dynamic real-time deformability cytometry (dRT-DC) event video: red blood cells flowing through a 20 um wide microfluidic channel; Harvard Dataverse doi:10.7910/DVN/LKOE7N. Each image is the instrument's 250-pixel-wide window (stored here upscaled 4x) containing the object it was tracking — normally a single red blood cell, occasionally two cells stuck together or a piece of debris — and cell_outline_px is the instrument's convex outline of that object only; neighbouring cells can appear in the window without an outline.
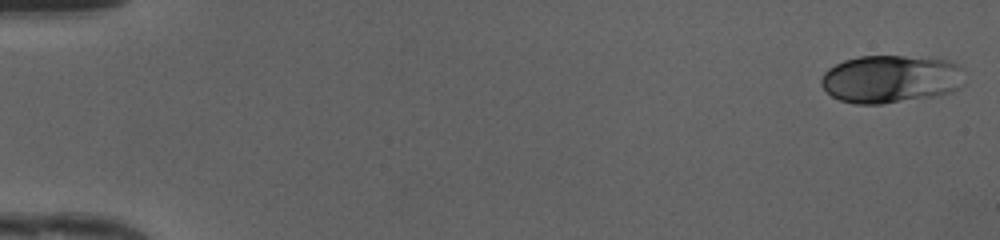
{"species": "human", "species_latin": "Homo sapiens", "temperature_condition": "cold", "stored_images_in_passage": 48, "camera_frame_rate_fps": 3000, "um_per_image_px": 0.085, "donor": {"sex": "female"}, "frame": {"image": 1, "passage_image": 1, "time_ms": 0.0, "image_size_px": [1000, 240], "cell_outline_px": [[964, 84], [952, 92], [936, 96], [880, 104], [856, 104], [840, 100], [832, 96], [820, 84], [820, 76], [828, 68], [844, 60], [860, 56], [904, 56], [948, 60], [956, 64], [960, 68]], "centroid_in_image_um": [75.69, 6.72], "position_along_channel_um": 9.3, "area_um2": 40.06}}
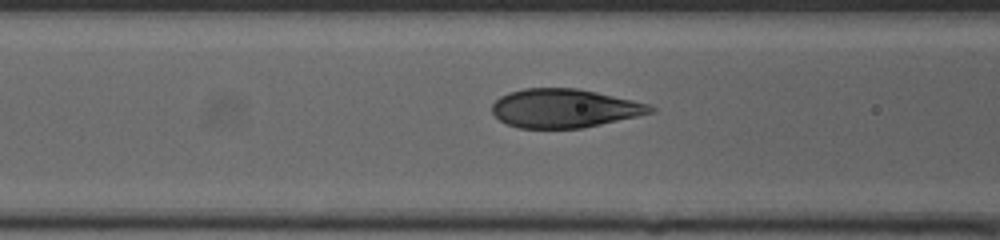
{"frame": {"image": 2, "passage_image": 20, "time_ms": 6.333, "image_size_px": [1000, 240], "cell_outline_px": [[656, 112], [584, 128], [520, 128], [508, 124], [500, 120], [492, 112], [492, 104], [500, 96], [508, 92], [524, 88], [576, 88], [596, 92], [652, 104], [656, 108]], "centroid_in_image_um": [48.01, 9.2], "position_along_channel_um": 118.6, "area_um2": 35.89}}
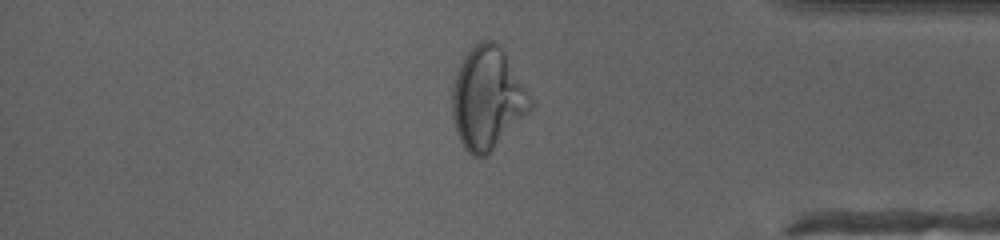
{"frame": {"image": 3, "passage_image": 41, "time_ms": 13.333, "image_size_px": [1000, 240], "cell_outline_px": [[536, 104], [488, 156], [472, 156], [464, 148], [456, 132], [452, 116], [452, 92], [456, 76], [460, 64], [464, 56], [480, 40], [496, 40], [500, 44]], "centroid_in_image_um": [41.45, 8.37], "position_along_channel_um": 393.7, "area_um2": 46.76}, "authors_computed_cell_mechanics": {"area_um2": 37.4544, "velocity_mm_per_s": 4.2125, "shape_relaxation_time_tau1_ms": 3.9978, "shape_relaxation_time_tau2_ms": null, "deformation_change_tau1": 0.1446, "deformation_change_tau2": null}}